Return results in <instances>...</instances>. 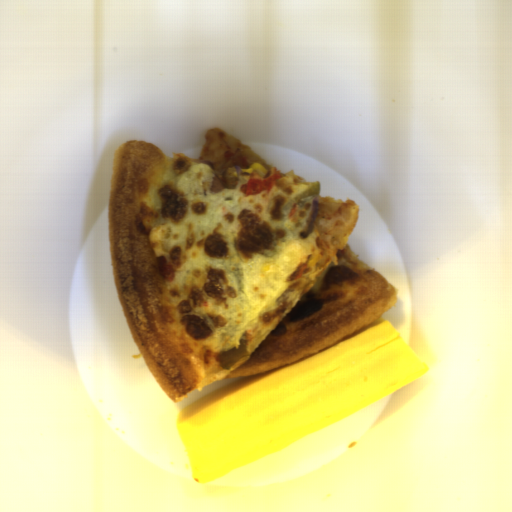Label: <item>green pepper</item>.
<instances>
[{
  "label": "green pepper",
  "mask_w": 512,
  "mask_h": 512,
  "mask_svg": "<svg viewBox=\"0 0 512 512\" xmlns=\"http://www.w3.org/2000/svg\"><path fill=\"white\" fill-rule=\"evenodd\" d=\"M320 188H321V182L317 181L310 187L293 195V197H292L293 203L296 204L297 206L301 207L304 203H306L310 199L317 198L320 194Z\"/></svg>",
  "instance_id": "obj_1"
}]
</instances>
